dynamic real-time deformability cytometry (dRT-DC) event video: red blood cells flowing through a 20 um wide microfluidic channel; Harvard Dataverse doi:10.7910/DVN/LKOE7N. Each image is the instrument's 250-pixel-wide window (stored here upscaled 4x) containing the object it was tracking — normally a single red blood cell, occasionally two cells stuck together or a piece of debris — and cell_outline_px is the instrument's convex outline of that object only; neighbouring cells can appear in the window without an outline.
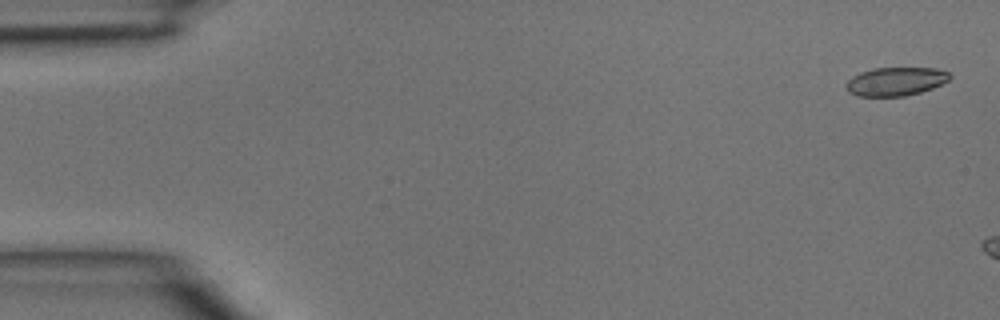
{"species": "common noctule bat (a hibernating species)", "species_latin": "Nyctalus noctula", "temperature_condition": "room temperature", "stored_images_in_passage": 3, "camera_frame_rate_fps": 3000, "um_per_image_px": 0.085, "animal": {"sex": "male", "body_mass_g": 15.6}, "frame": {"image": 1, "passage_image": 1, "time_ms": 0.0, "image_size_px": [1000, 320], "cell_outline_px": [[952, 76], [948, 80], [932, 88], [920, 92], [904, 96], [856, 96], [848, 92], [844, 84], [852, 76], [860, 72], [872, 68], [936, 68], [948, 72]], "centroid_in_image_um": [76.09, 6.92], "position_along_channel_um": 8.9, "area_um2": 17.28}}